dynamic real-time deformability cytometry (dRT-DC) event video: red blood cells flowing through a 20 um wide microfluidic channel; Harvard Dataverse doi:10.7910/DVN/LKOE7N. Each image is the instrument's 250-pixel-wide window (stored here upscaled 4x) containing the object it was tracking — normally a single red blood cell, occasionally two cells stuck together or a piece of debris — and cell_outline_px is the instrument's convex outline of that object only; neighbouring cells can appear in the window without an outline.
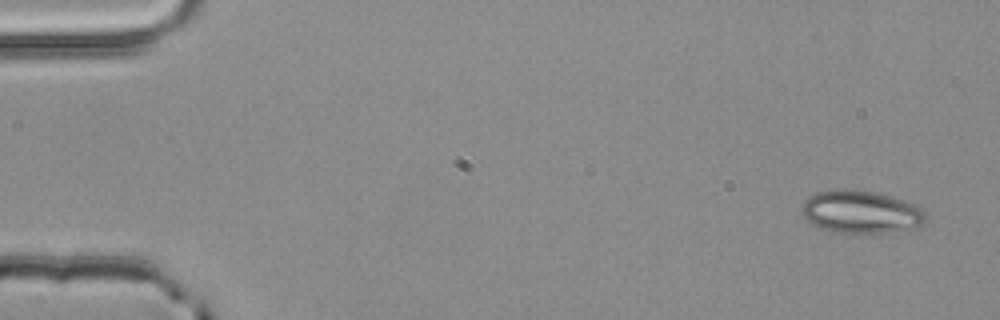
{"species": "common noctule bat (a hibernating species)", "species_latin": "Nyctalus noctula", "temperature_condition": "room temperature", "stored_images_in_passage": 4, "camera_frame_rate_fps": 3000, "um_per_image_px": 0.085, "animal": {"sex": "male", "body_mass_g": 20.4}, "frame": {"image": 1, "passage_image": 1, "time_ms": 0.0, "image_size_px": [1000, 320], "cell_outline_px": [[924, 220], [920, 224], [904, 228], [884, 232], [840, 232], [820, 228], [812, 224], [800, 212], [804, 200], [808, 196], [816, 192], [840, 188], [844, 188], [876, 192], [912, 204], [920, 208], [924, 212]], "centroid_in_image_um": [73.05, 17.97], "position_along_channel_um": 12.0, "area_um2": 30.06}}
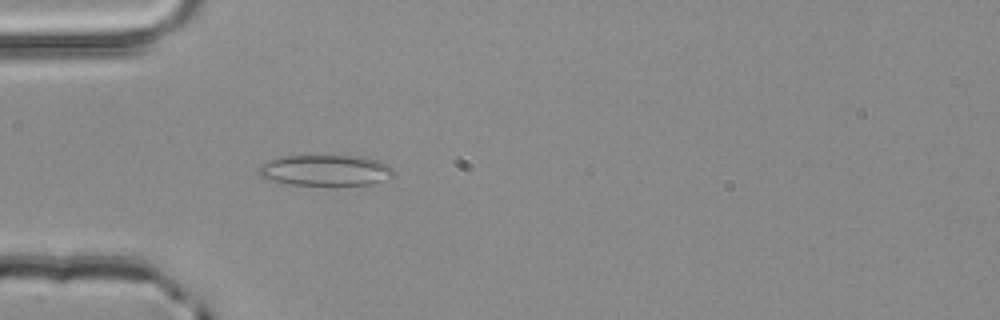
{"frame": {"image": 2, "passage_image": 4, "time_ms": 1.0, "image_size_px": [1000, 320], "cell_outline_px": [[392, 176], [372, 184], [292, 184], [272, 180], [260, 176], [260, 168], [268, 160], [280, 156], [364, 156], [380, 160], [388, 164], [392, 168]], "centroid_in_image_um": [27.71, 14.45], "position_along_channel_um": 57.3, "area_um2": 23.81}}